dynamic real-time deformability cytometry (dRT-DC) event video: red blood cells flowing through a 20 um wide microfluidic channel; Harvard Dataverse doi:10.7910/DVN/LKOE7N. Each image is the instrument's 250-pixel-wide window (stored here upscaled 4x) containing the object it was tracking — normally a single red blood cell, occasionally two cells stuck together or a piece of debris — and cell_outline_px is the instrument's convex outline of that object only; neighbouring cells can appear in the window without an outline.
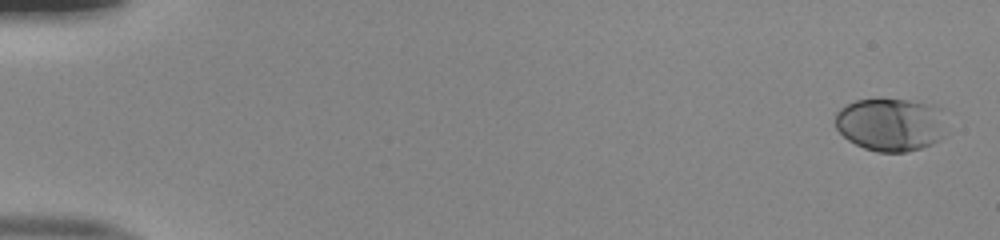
{"species": "human", "species_latin": "Homo sapiens", "temperature_condition": "room temperature", "stored_images_in_passage": 52, "camera_frame_rate_fps": 3000, "um_per_image_px": 0.085, "donor": {"sex": "male"}, "frame": {"image": 1, "passage_image": 1, "time_ms": 0.0, "image_size_px": [1000, 240], "cell_outline_px": [[944, 108], [940, 140], [932, 144], [920, 148], [904, 152], [876, 152], [864, 148], [848, 140], [836, 128], [836, 112], [840, 108], [856, 100], [908, 100], [936, 104]], "centroid_in_image_um": [75.7, 10.58], "position_along_channel_um": 9.3, "area_um2": 34.28}}
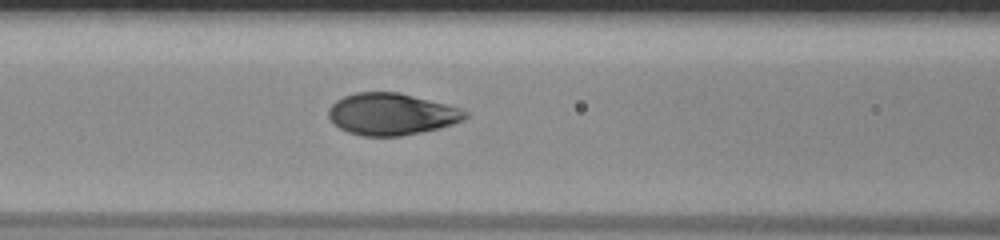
{"frame": {"image": 2, "passage_image": 23, "time_ms": 7.333, "image_size_px": [1000, 240], "cell_outline_px": [[468, 116], [464, 120], [440, 128], [400, 136], [360, 136], [348, 132], [340, 128], [328, 116], [328, 108], [336, 100], [344, 96], [356, 92], [396, 92], [448, 104], [460, 108], [468, 112]], "centroid_in_image_um": [33.28, 9.7], "position_along_channel_um": 133.3, "area_um2": 33.29}}
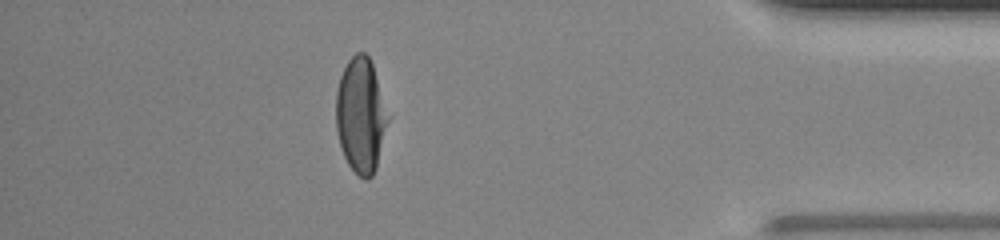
{"frame": {"image": 3, "passage_image": 46, "time_ms": 15.0, "image_size_px": [1000, 240], "cell_outline_px": [[392, 116], [376, 168], [372, 176], [368, 180], [364, 180], [348, 164], [340, 148], [336, 128], [336, 92], [340, 76], [348, 60], [356, 52], [364, 52], [368, 56], [372, 64]], "centroid_in_image_um": [30.71, 9.81], "position_along_channel_um": 404.5, "area_um2": 35.72}, "authors_computed_cell_mechanics": {"area_um2": 34.391, "velocity_mm_per_s": 4.0133, "shape_relaxation_time_tau1_ms": 3.9661, "shape_relaxation_time_tau2_ms": null, "deformation_change_tau1": 0.1936, "deformation_change_tau2": null}}